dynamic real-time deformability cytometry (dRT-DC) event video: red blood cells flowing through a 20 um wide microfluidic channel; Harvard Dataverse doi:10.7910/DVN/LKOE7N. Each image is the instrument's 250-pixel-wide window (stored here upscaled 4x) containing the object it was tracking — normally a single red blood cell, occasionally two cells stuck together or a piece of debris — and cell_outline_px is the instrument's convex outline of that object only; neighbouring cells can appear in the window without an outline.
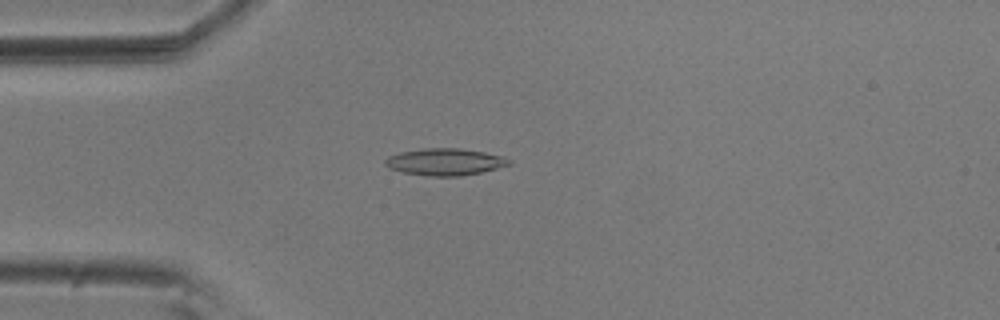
{"species": "common noctule bat (a hibernating species)", "species_latin": "Nyctalus noctula", "temperature_condition": "room temperature", "stored_images_in_passage": 54, "camera_frame_rate_fps": 3000, "um_per_image_px": 0.085, "animal": {"sex": "male", "body_mass_g": 20.5, "forearm_length_mm": 52.5}, "frame": {"image": 1, "passage_image": 14, "time_ms": 4.333, "image_size_px": [1000, 320], "cell_outline_px": [[512, 164], [480, 172], [460, 176], [428, 176], [404, 172], [388, 168], [384, 164], [384, 160], [388, 156], [400, 152], [424, 148], [460, 148], [484, 152], [504, 156], [512, 160]], "centroid_in_image_um": [37.82, 13.75], "position_along_channel_um": 47.2, "area_um2": 19.48}}
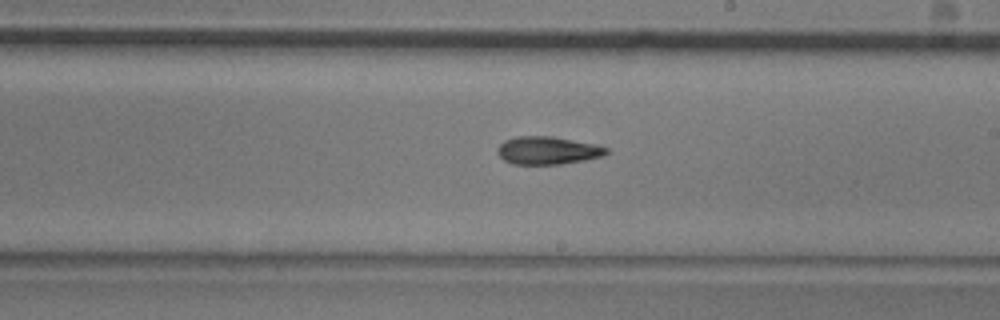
{"frame": {"image": 2, "passage_image": 31, "time_ms": 10.0, "image_size_px": [1000, 320], "cell_outline_px": [[608, 152], [604, 156], [584, 160], [560, 164], [512, 164], [504, 160], [496, 152], [496, 148], [504, 140], [516, 136], [552, 136], [592, 144], [608, 148]], "centroid_in_image_um": [46.5, 12.79], "position_along_channel_um": 242.5, "area_um2": 17.63}}
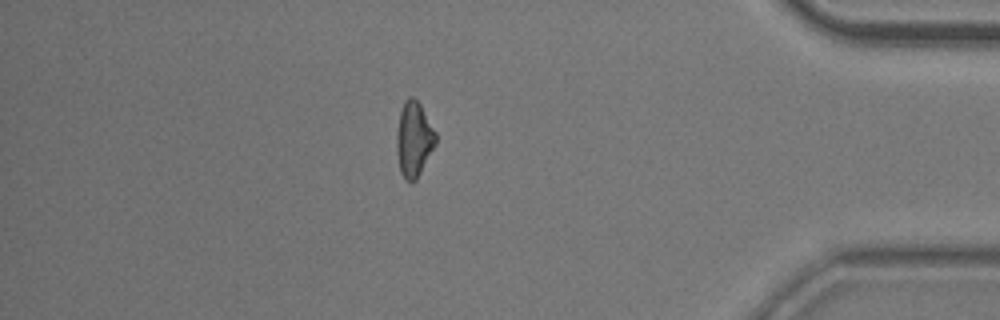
{"frame": {"image": 3, "passage_image": 47, "time_ms": 15.333, "image_size_px": [1000, 320], "cell_outline_px": [[436, 144], [416, 180], [408, 180], [400, 172], [396, 152], [396, 136], [400, 112], [404, 100], [408, 96], [412, 96], [420, 104], [436, 132]], "centroid_in_image_um": [35.17, 11.81], "position_along_channel_um": 400.0, "area_um2": 16.99}, "authors_computed_cell_mechanics": {"area_um2": 17.5423, "velocity_mm_per_s": 3.6742, "shape_relaxation_time_tau1_ms": 7.6093, "shape_relaxation_time_tau2_ms": 6.4158, "deformation_change_tau1": 0.1721, "deformation_change_tau2": 0.1669}}